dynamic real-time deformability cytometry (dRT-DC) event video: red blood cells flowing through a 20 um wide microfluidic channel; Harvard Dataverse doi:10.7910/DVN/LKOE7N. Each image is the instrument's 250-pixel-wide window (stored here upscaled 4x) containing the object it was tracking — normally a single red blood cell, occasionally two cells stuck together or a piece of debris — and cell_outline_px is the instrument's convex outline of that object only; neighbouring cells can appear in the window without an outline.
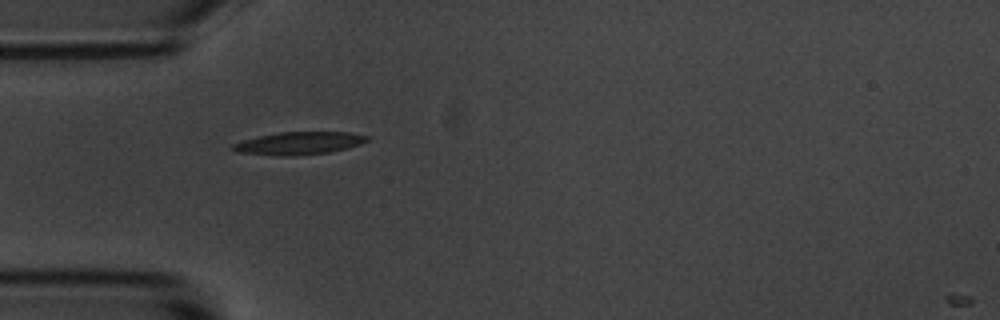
{"species": "common noctule bat (a hibernating species)", "species_latin": "Nyctalus noctula", "temperature_condition": "room temperature", "stored_images_in_passage": 40, "camera_frame_rate_fps": 3000, "um_per_image_px": 0.085, "animal": {"sex": "male", "body_mass_g": 20.1, "forearm_length_mm": 53.5}, "frame": {"image": 1, "passage_image": 1, "time_ms": 0.0, "image_size_px": [1000, 320], "cell_outline_px": [[368, 140], [360, 144], [348, 148], [328, 152], [296, 156], [280, 156], [240, 152], [232, 148], [232, 144], [244, 140], [260, 136], [280, 132], [348, 132], [368, 136]], "centroid_in_image_um": [25.44, 12.17], "position_along_channel_um": 59.6, "area_um2": 17.51}}
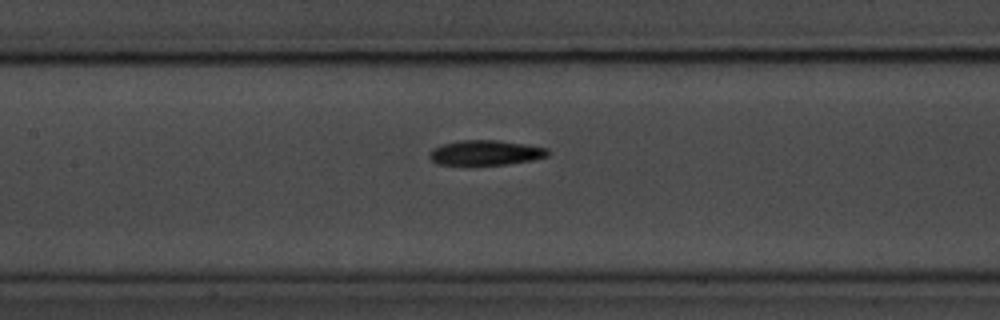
{"frame": {"image": 2, "passage_image": 10, "time_ms": 3.0, "image_size_px": [1000, 320], "cell_outline_px": [[548, 156], [532, 160], [504, 164], [468, 168], [436, 164], [428, 156], [432, 148], [444, 144], [460, 140], [496, 140], [524, 144], [548, 148]], "centroid_in_image_um": [41.18, 13.03], "position_along_channel_um": 166.2, "area_um2": 17.92}}
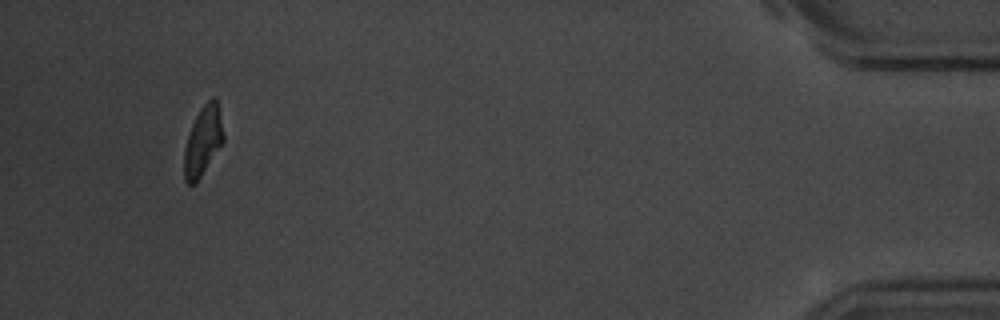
{"frame": {"image": 3, "passage_image": 37, "time_ms": 12.0, "image_size_px": [1000, 320], "cell_outline_px": [[224, 144], [196, 184], [188, 184], [184, 180], [184, 148], [192, 124], [200, 108], [212, 96], [216, 96], [224, 136]], "centroid_in_image_um": [17.26, 12.02], "position_along_channel_um": 417.9, "area_um2": 16.18}, "authors_computed_cell_mechanics": {"area_um2": 17.3111, "velocity_mm_per_s": 3.6155, "shape_relaxation_time_tau1_ms": 2.4133, "shape_relaxation_time_tau2_ms": 3.946, "deformation_change_tau1": 0.1385, "deformation_change_tau2": 0.116}}